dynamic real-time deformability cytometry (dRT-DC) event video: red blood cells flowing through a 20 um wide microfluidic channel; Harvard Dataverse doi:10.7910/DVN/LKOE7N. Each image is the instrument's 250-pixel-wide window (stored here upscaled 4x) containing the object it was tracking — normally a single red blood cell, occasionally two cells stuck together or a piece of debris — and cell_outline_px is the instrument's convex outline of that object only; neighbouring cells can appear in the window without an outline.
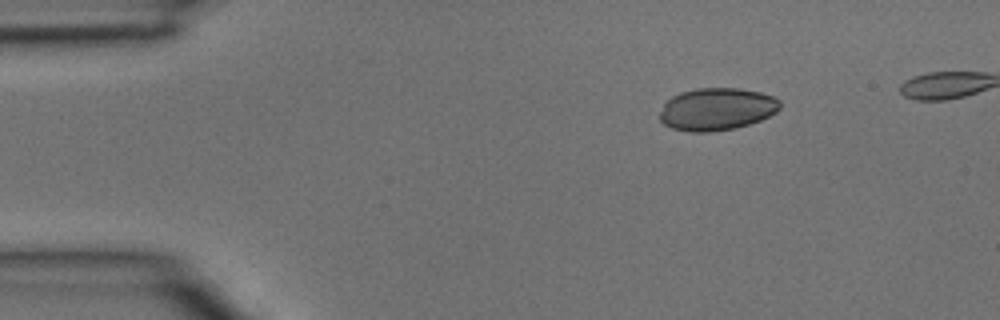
{"species": "common noctule bat (a hibernating species)", "species_latin": "Nyctalus noctula", "temperature_condition": "room temperature", "stored_images_in_passage": 3, "camera_frame_rate_fps": 3000, "um_per_image_px": 0.085, "animal": {"sex": "male", "body_mass_g": 15.6}, "frame": {"image": 1, "passage_image": 1, "time_ms": 0.0, "image_size_px": [1000, 320], "cell_outline_px": [[780, 108], [776, 112], [760, 120], [736, 128], [708, 132], [692, 132], [672, 128], [664, 124], [660, 120], [660, 112], [664, 104], [672, 96], [680, 92], [696, 88], [736, 88], [760, 92], [772, 96], [780, 100]], "centroid_in_image_um": [60.92, 9.27], "position_along_channel_um": 24.1, "area_um2": 29.65}}